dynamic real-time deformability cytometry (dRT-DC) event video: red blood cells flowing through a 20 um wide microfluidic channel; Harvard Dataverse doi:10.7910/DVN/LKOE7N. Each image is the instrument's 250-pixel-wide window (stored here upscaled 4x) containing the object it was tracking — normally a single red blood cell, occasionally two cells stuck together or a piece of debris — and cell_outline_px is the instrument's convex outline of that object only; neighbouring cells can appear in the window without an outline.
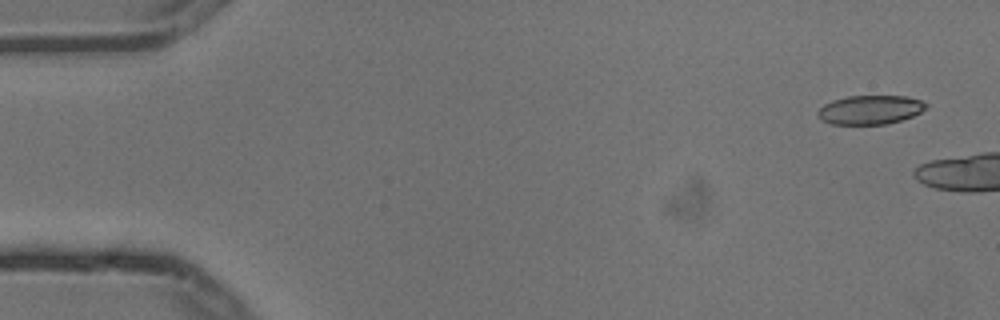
{"species": "common noctule bat (a hibernating species)", "species_latin": "Nyctalus noctula", "temperature_condition": "cold", "stored_images_in_passage": 3, "camera_frame_rate_fps": 3000, "um_per_image_px": 0.085, "animal": {"sex": "male", "body_mass_g": 13.3}, "frame": {"image": 1, "passage_image": 1, "time_ms": 0.0, "image_size_px": [1000, 320], "cell_outline_px": [[928, 108], [912, 116], [888, 124], [832, 124], [820, 120], [816, 112], [824, 104], [832, 100], [848, 96], [908, 96], [920, 100], [928, 104]], "centroid_in_image_um": [73.96, 9.33], "position_along_channel_um": 11.0, "area_um2": 18.38}}